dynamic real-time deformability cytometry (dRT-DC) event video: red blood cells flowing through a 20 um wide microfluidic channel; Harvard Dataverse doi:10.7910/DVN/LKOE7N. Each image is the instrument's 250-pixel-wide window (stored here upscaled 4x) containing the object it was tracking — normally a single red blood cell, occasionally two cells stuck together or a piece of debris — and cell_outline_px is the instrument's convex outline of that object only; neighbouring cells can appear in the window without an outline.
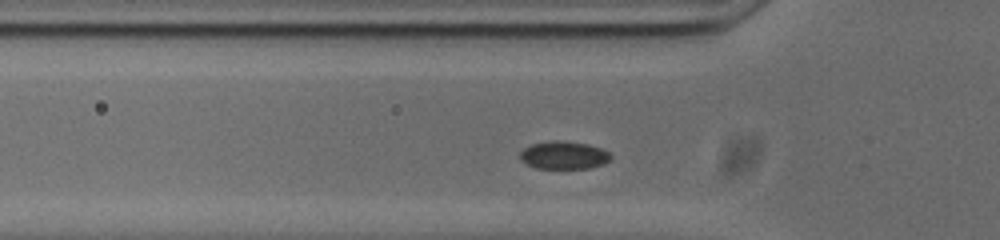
{"species": "common noctule bat (a hibernating species)", "species_latin": "Nyctalus noctula", "temperature_condition": "cold", "stored_images_in_passage": 47, "camera_frame_rate_fps": 3000, "um_per_image_px": 0.085, "animal": {"sex": "male", "body_mass_g": 20.0, "forearm_length_mm": 53.3}, "frame": {"image": 1, "passage_image": 9, "time_ms": 2.667, "image_size_px": [1000, 240], "cell_outline_px": [[612, 156], [604, 164], [588, 168], [536, 168], [520, 160], [520, 152], [524, 148], [532, 144], [552, 140], [556, 140], [588, 144], [600, 148], [608, 152]], "centroid_in_image_um": [47.91, 13.19], "position_along_channel_um": 77.9, "area_um2": 14.57}}
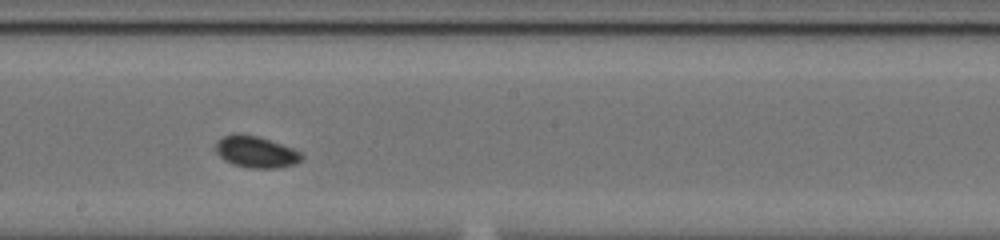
{"frame": {"image": 2, "passage_image": 21, "time_ms": 6.667, "image_size_px": [1000, 240], "cell_outline_px": [[304, 156], [300, 160], [292, 164], [280, 168], [248, 168], [232, 164], [224, 160], [216, 152], [216, 140], [224, 136], [236, 132], [256, 136], [292, 148], [300, 152]], "centroid_in_image_um": [21.71, 12.91], "position_along_channel_um": 226.5, "area_um2": 15.72}}
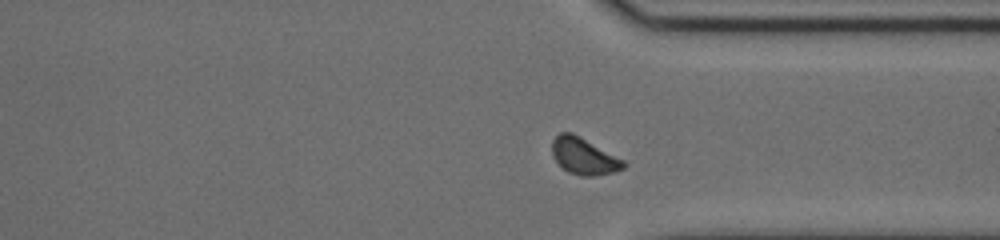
{"frame": {"image": 3, "passage_image": 32, "time_ms": 10.333, "image_size_px": [1000, 240], "cell_outline_px": [[624, 168], [616, 172], [592, 176], [580, 176], [568, 172], [552, 156], [552, 140], [560, 132], [572, 132], [580, 136], [624, 160]], "centroid_in_image_um": [49.62, 13.27], "position_along_channel_um": 361.8, "area_um2": 15.2}}